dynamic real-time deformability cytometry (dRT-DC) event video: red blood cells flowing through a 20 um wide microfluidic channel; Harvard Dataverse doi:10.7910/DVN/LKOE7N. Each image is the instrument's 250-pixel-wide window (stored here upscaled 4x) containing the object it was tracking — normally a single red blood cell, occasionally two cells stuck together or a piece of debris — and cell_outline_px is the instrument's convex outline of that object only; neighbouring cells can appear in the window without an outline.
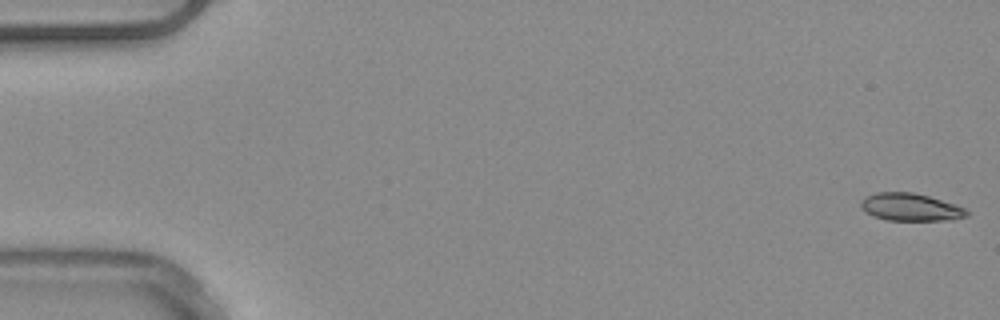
{"species": "common noctule bat (a hibernating species)", "species_latin": "Nyctalus noctula", "temperature_condition": "warm", "stored_images_in_passage": 47, "camera_frame_rate_fps": 3000, "um_per_image_px": 0.085, "animal": {"sex": "male", "body_mass_g": 20.4}, "frame": {"image": 1, "passage_image": 1, "time_ms": 0.0, "image_size_px": [1000, 320], "cell_outline_px": [[968, 216], [952, 220], [888, 220], [872, 216], [864, 212], [860, 208], [860, 204], [864, 196], [876, 192], [912, 192], [928, 196], [956, 204], [964, 208], [968, 212]], "centroid_in_image_um": [77.36, 17.6], "position_along_channel_um": 7.6, "area_um2": 17.17}}
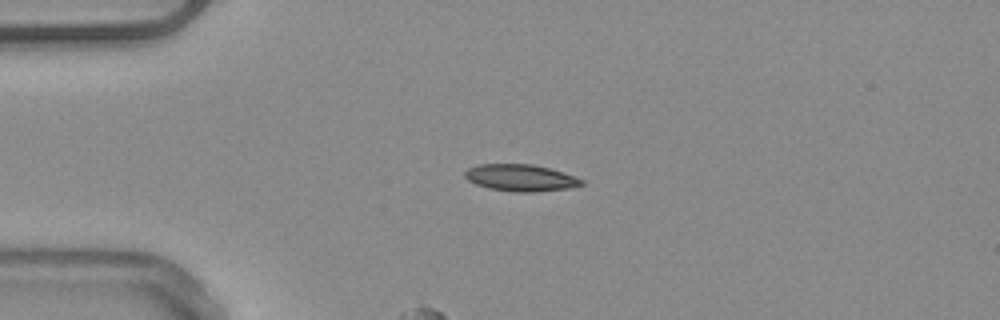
{"frame": {"image": 2, "passage_image": 13, "time_ms": 4.0, "image_size_px": [1000, 320], "cell_outline_px": [[584, 184], [572, 188], [536, 192], [512, 192], [488, 188], [476, 184], [468, 180], [464, 176], [464, 172], [468, 168], [480, 164], [532, 164], [548, 168], [576, 176], [584, 180]], "centroid_in_image_um": [44.27, 15.12], "position_along_channel_um": 40.7, "area_um2": 18.38}}